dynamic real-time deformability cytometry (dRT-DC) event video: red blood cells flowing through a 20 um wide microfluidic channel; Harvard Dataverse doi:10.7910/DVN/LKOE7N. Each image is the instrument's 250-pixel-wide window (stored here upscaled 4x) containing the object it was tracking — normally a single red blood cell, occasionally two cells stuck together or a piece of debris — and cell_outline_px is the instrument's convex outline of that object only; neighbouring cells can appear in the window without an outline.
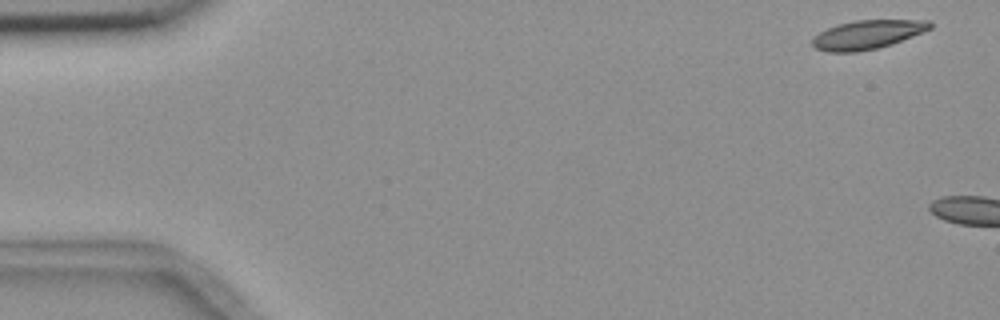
{"species": "common noctule bat (a hibernating species)", "species_latin": "Nyctalus noctula", "temperature_condition": "room temperature", "stored_images_in_passage": 5, "camera_frame_rate_fps": 3000, "um_per_image_px": 0.085, "animal": {"sex": "female", "body_mass_g": 18.4}, "frame": {"image": 1, "passage_image": 5, "time_ms": 6.0, "image_size_px": [1000, 320], "cell_outline_px": [[932, 28], [892, 44], [876, 48], [856, 52], [828, 52], [816, 48], [812, 44], [812, 40], [820, 32], [828, 28], [840, 24], [856, 20], [928, 20], [932, 24]], "centroid_in_image_um": [73.74, 2.94], "position_along_channel_um": 11.3, "area_um2": 19.48}}